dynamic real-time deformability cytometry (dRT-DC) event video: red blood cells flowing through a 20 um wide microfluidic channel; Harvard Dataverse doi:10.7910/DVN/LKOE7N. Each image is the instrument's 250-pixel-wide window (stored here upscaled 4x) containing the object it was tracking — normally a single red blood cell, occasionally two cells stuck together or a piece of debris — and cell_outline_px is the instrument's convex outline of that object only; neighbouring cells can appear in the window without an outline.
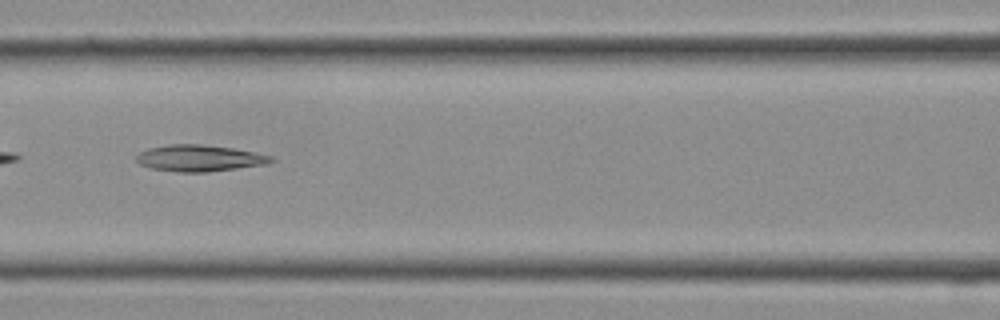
{"species": "Egyptian fruit bat (a non-hibernating species)", "species_latin": "Rousettus aegyptiacus", "temperature_condition": "cold", "stored_images_in_passage": 7, "camera_frame_rate_fps": 3000, "um_per_image_px": 0.085, "frame": {"image": 1, "passage_image": 4, "time_ms": 1.0, "image_size_px": [1000, 320], "cell_outline_px": [[276, 160], [268, 164], [208, 172], [176, 172], [152, 168], [140, 164], [136, 160], [136, 156], [140, 152], [148, 148], [168, 144], [200, 144], [232, 148], [272, 156]], "centroid_in_image_um": [16.95, 13.44], "position_along_channel_um": 149.6, "area_um2": 20.75}}
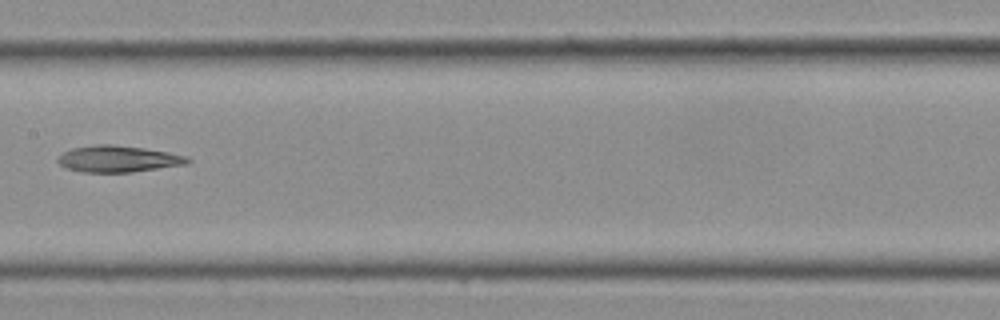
{"frame": {"image": 2, "passage_image": 6, "time_ms": 1.667, "image_size_px": [1000, 320], "cell_outline_px": [[192, 160], [188, 164], [132, 172], [80, 172], [64, 168], [56, 160], [64, 152], [72, 148], [96, 144], [112, 144], [144, 148], [168, 152], [188, 156]], "centroid_in_image_um": [10.05, 13.51], "position_along_channel_um": 197.3, "area_um2": 20.17}}